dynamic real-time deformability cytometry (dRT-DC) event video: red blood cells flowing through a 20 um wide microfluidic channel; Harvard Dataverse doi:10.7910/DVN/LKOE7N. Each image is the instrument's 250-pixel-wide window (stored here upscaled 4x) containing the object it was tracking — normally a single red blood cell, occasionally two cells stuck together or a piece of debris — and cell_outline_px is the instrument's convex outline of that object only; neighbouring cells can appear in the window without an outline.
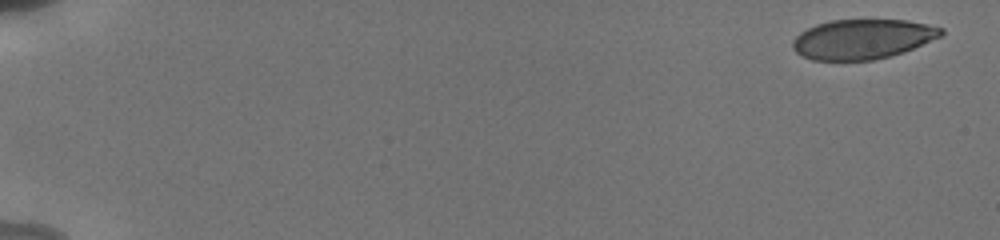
{"species": "human", "species_latin": "Homo sapiens", "temperature_condition": "cold", "stored_images_in_passage": 8, "camera_frame_rate_fps": 3000, "um_per_image_px": 0.085, "donor": {"sex": "male"}, "frame": {"image": 1, "passage_image": 1, "time_ms": 0.0, "image_size_px": [1000, 240], "cell_outline_px": [[944, 32], [940, 36], [904, 52], [872, 60], [812, 60], [796, 52], [792, 48], [792, 40], [800, 32], [816, 24], [832, 20], [908, 20], [944, 28]], "centroid_in_image_um": [73.29, 3.32], "position_along_channel_um": 11.7, "area_um2": 34.22}}
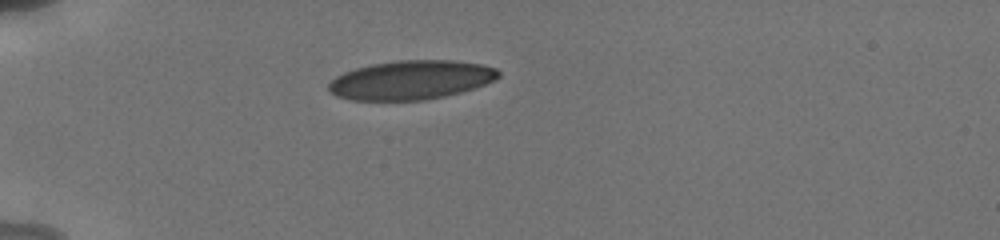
{"frame": {"image": 2, "passage_image": 6, "time_ms": 5.0, "image_size_px": [1000, 240], "cell_outline_px": [[500, 76], [496, 80], [476, 88], [444, 96], [424, 100], [352, 100], [336, 96], [328, 92], [328, 84], [336, 76], [344, 72], [356, 68], [372, 64], [396, 60], [452, 60], [480, 64], [496, 68], [500, 72]], "centroid_in_image_um": [34.94, 6.8], "position_along_channel_um": 50.1, "area_um2": 38.78}}
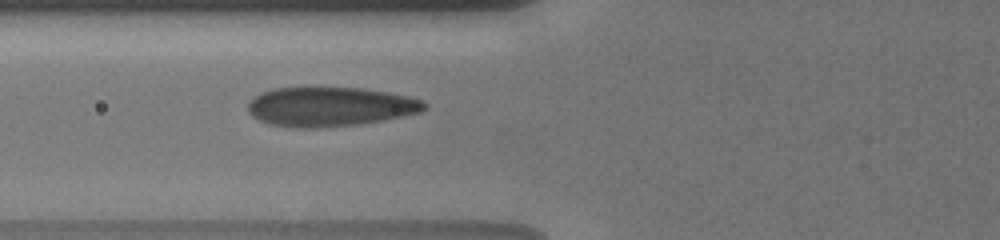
{"frame": {"image": 3, "passage_image": 8, "time_ms": 7.0, "image_size_px": [1000, 240], "cell_outline_px": [[428, 108], [420, 112], [360, 124], [316, 128], [300, 128], [268, 124], [252, 116], [248, 112], [248, 100], [260, 92], [272, 88], [360, 88], [388, 92], [408, 96], [420, 100], [428, 104]], "centroid_in_image_um": [28.01, 9.07], "position_along_channel_um": 97.8, "area_um2": 40.4}}